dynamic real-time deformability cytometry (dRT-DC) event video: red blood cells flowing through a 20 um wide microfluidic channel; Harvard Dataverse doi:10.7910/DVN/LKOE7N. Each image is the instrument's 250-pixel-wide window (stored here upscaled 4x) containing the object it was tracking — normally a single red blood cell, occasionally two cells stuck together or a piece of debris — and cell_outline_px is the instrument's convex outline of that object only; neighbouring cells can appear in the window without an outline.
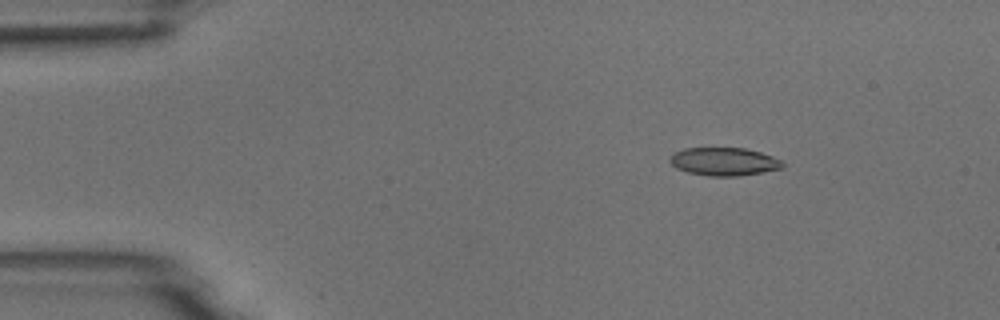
{"species": "common noctule bat (a hibernating species)", "species_latin": "Nyctalus noctula", "temperature_condition": "room temperature", "stored_images_in_passage": 4, "camera_frame_rate_fps": 3000, "um_per_image_px": 0.085, "animal": {"sex": "male", "body_mass_g": 18.8}, "frame": {"image": 1, "passage_image": 2, "time_ms": 2.0, "image_size_px": [1000, 320], "cell_outline_px": [[784, 168], [740, 176], [708, 176], [688, 172], [676, 168], [668, 160], [676, 152], [684, 148], [744, 148], [760, 152], [772, 156], [780, 160], [784, 164]], "centroid_in_image_um": [61.55, 13.74], "position_along_channel_um": 23.4, "area_um2": 18.38}}